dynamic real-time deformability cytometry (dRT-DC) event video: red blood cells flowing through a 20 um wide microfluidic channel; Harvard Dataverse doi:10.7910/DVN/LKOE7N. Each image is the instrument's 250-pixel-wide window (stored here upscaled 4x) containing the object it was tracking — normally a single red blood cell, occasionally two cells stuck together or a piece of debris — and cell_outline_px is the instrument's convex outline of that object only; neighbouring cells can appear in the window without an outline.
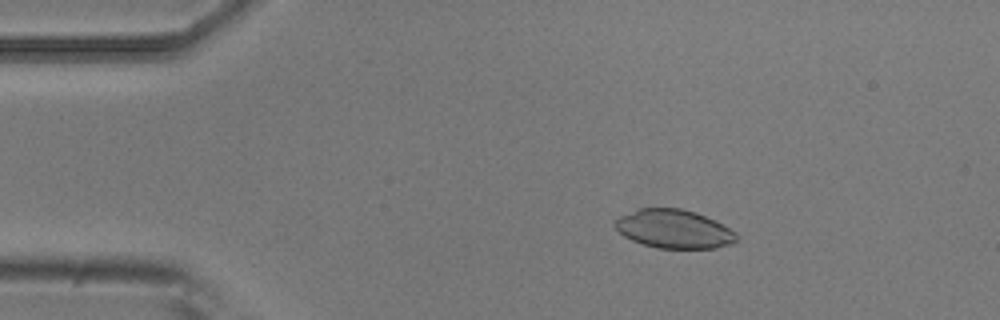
{"species": "common noctule bat (a hibernating species)", "species_latin": "Nyctalus noctula", "temperature_condition": "room temperature", "stored_images_in_passage": 6, "camera_frame_rate_fps": 3000, "um_per_image_px": 0.085, "animal": {"sex": "male", "body_mass_g": 20.5, "forearm_length_mm": 52.5}, "frame": {"image": 1, "passage_image": 3, "time_ms": 0.667, "image_size_px": [1000, 320], "cell_outline_px": [[736, 240], [732, 244], [716, 248], [656, 248], [632, 240], [624, 236], [612, 224], [612, 220], [620, 216], [640, 208], [680, 208], [696, 212], [736, 232]], "centroid_in_image_um": [57.24, 19.46], "position_along_channel_um": 27.8, "area_um2": 27.17}}
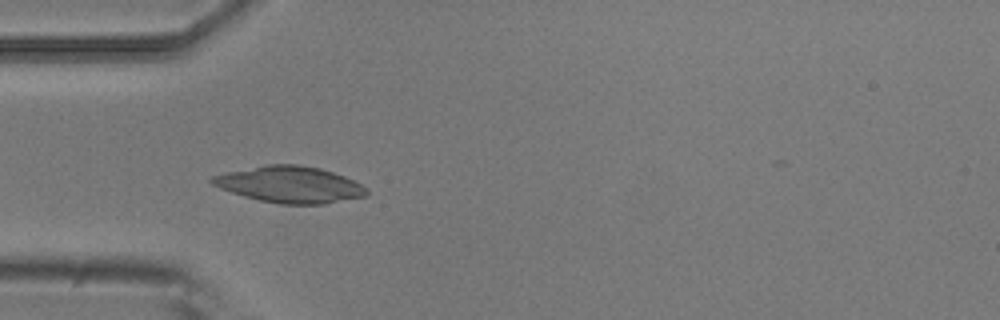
{"frame": {"image": 2, "passage_image": 5, "time_ms": 1.333, "image_size_px": [1000, 320], "cell_outline_px": [[368, 196], [324, 204], [280, 204], [260, 200], [244, 196], [220, 188], [212, 184], [208, 180], [212, 176], [228, 172], [268, 164], [296, 164], [320, 168], [344, 176], [368, 188]], "centroid_in_image_um": [24.66, 15.69], "position_along_channel_um": 60.3, "area_um2": 32.66}}
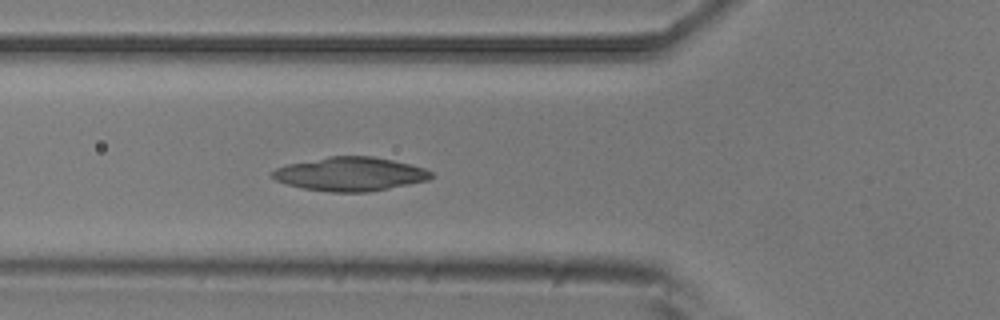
{"frame": {"image": 3, "passage_image": 6, "time_ms": 1.667, "image_size_px": [1000, 320], "cell_outline_px": [[432, 176], [428, 180], [368, 192], [328, 192], [304, 188], [288, 184], [276, 180], [272, 176], [272, 172], [276, 168], [288, 164], [328, 156], [372, 156], [412, 164], [424, 168], [432, 172]], "centroid_in_image_um": [29.77, 14.79], "position_along_channel_um": 96.0, "area_um2": 31.04}}